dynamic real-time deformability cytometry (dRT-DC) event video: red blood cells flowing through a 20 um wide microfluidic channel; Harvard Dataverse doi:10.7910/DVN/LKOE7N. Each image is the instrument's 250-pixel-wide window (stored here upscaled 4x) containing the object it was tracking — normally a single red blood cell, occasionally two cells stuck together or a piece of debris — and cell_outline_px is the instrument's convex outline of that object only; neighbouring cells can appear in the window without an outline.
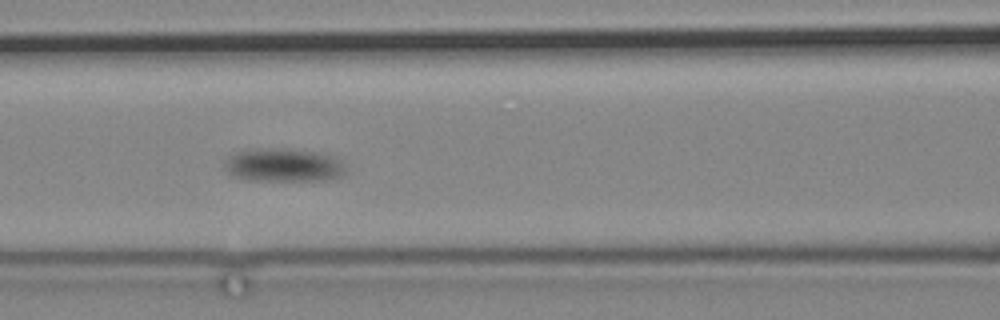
{"species": "common noctule bat (a hibernating species)", "species_latin": "Nyctalus noctula", "temperature_condition": "cold", "stored_images_in_passage": 11, "camera_frame_rate_fps": 3000, "um_per_image_px": 0.085, "animal": {"sex": "male", "body_mass_g": 19.2, "forearm_length_mm": 51.8}, "frame": {"image": 1, "passage_image": 10, "time_ms": 12.0, "image_size_px": [1000, 320], "cell_outline_px": [[344, 176], [328, 180], [248, 180], [232, 176], [224, 168], [224, 164], [228, 156], [236, 152], [248, 148], [288, 148], [312, 152], [332, 156], [340, 160], [344, 164]], "centroid_in_image_um": [24.05, 14.03], "position_along_channel_um": 142.5, "area_um2": 23.76}}